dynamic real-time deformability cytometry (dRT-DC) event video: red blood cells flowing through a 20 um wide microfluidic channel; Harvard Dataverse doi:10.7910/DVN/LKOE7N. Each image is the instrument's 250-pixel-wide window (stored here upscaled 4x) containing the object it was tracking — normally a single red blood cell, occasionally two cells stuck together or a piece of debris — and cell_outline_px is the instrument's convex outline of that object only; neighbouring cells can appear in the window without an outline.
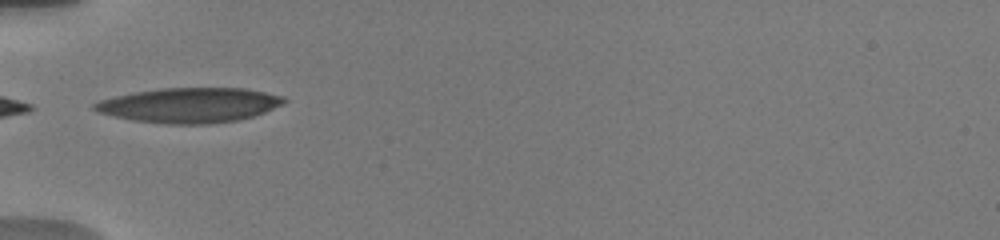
{"species": "human", "species_latin": "Homo sapiens", "temperature_condition": "warm", "stored_images_in_passage": 8, "camera_frame_rate_fps": 3000, "um_per_image_px": 0.085, "donor": {"sex": "male"}, "frame": {"image": 1, "passage_image": 1, "time_ms": 0.0, "image_size_px": [1000, 240], "cell_outline_px": [[288, 100], [264, 112], [240, 120], [208, 124], [168, 124], [132, 120], [112, 116], [100, 112], [92, 108], [92, 104], [100, 100], [132, 92], [160, 88], [244, 88], [284, 96]], "centroid_in_image_um": [16.08, 8.94], "position_along_channel_um": 68.9, "area_um2": 38.44}}
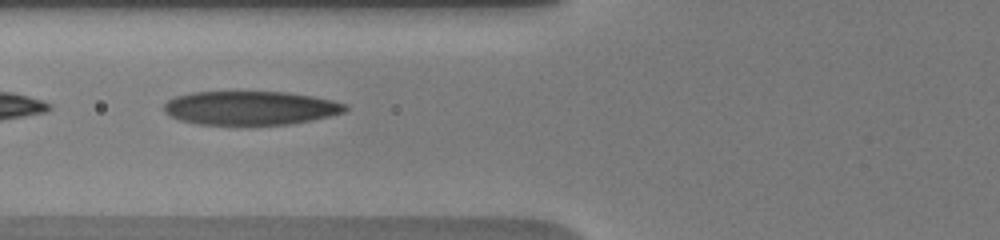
{"frame": {"image": 2, "passage_image": 7, "time_ms": 1.0, "image_size_px": [1000, 240], "cell_outline_px": [[348, 108], [344, 112], [312, 120], [288, 124], [236, 128], [196, 124], [180, 120], [168, 116], [164, 112], [164, 104], [168, 100], [176, 96], [192, 92], [288, 92], [312, 96], [332, 100], [344, 104]], "centroid_in_image_um": [21.21, 9.23], "position_along_channel_um": 104.6, "area_um2": 36.88}}